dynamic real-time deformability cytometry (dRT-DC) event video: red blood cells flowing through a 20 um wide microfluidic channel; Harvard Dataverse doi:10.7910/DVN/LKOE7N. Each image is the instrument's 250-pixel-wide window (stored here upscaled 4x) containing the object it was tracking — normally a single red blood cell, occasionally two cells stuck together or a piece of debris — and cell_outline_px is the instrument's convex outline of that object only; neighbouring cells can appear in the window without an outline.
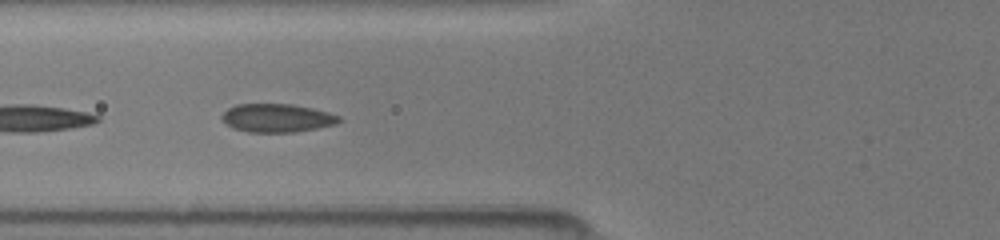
{"species": "common noctule bat (a hibernating species)", "species_latin": "Nyctalus noctula", "temperature_condition": "room temperature", "stored_images_in_passage": 39, "camera_frame_rate_fps": 3000, "um_per_image_px": 0.085, "animal": {"sex": "female", "body_mass_g": 19.5, "forearm_length_mm": 54.1}, "frame": {"image": 1, "passage_image": 20, "time_ms": 6.333, "image_size_px": [1000, 240], "cell_outline_px": [[340, 120], [336, 124], [296, 132], [248, 132], [232, 128], [220, 120], [220, 116], [228, 108], [236, 104], [292, 104], [312, 108], [328, 112], [340, 116]], "centroid_in_image_um": [23.5, 10.03], "position_along_channel_um": 102.3, "area_um2": 19.48}}